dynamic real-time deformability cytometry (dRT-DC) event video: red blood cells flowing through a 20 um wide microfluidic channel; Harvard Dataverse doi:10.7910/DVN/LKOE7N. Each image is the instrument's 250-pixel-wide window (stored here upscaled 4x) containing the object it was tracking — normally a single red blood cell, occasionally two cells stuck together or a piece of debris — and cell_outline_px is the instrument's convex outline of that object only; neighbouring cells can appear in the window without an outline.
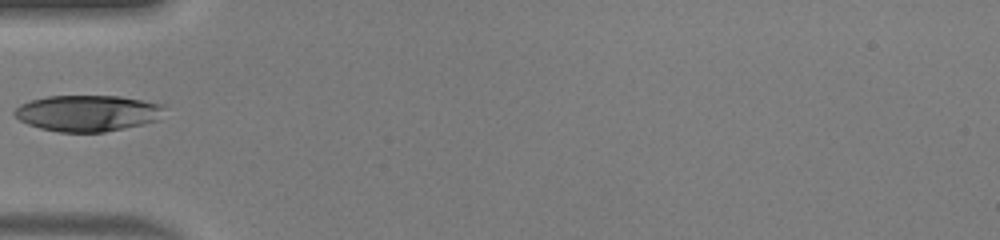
{"species": "human", "species_latin": "Homo sapiens", "temperature_condition": "warm", "stored_images_in_passage": 15, "camera_frame_rate_fps": 3000, "um_per_image_px": 0.085, "donor": {"sex": "male"}, "frame": {"image": 1, "passage_image": 1, "time_ms": 0.0, "image_size_px": [1000, 240], "cell_outline_px": [[164, 108], [156, 120], [140, 124], [104, 132], [60, 132], [40, 128], [28, 124], [20, 120], [12, 112], [20, 104], [32, 100], [48, 96], [120, 96], [164, 104]], "centroid_in_image_um": [7.41, 9.61], "position_along_channel_um": 77.6, "area_um2": 31.27}}
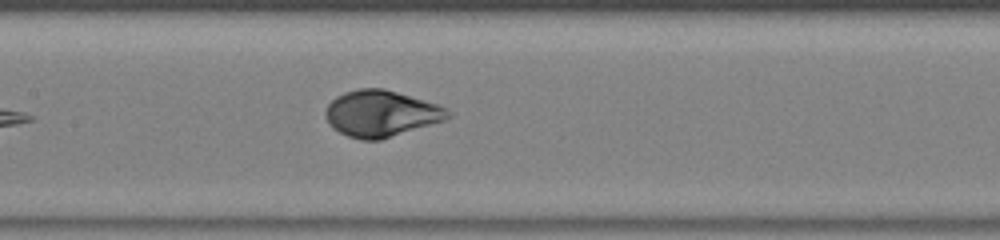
{"frame": {"image": 2, "passage_image": 8, "time_ms": 2.333, "image_size_px": [1000, 240], "cell_outline_px": [[452, 116], [444, 120], [380, 140], [360, 140], [348, 136], [332, 128], [324, 116], [324, 112], [328, 104], [336, 96], [344, 92], [360, 88], [384, 88], [436, 104], [448, 108], [452, 112]], "centroid_in_image_um": [32.37, 9.65], "position_along_channel_um": 175.0, "area_um2": 33.0}}
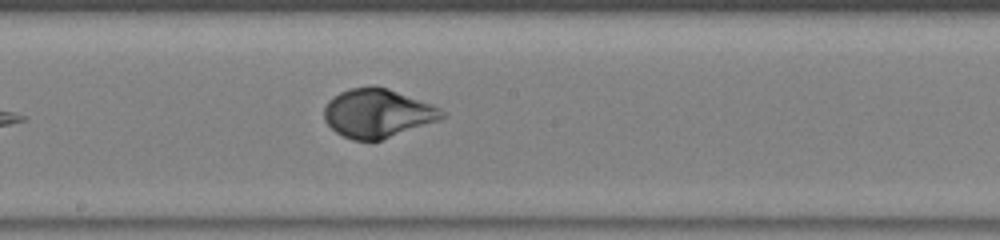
{"frame": {"image": 3, "passage_image": 11, "time_ms": 3.333, "image_size_px": [1000, 240], "cell_outline_px": [[448, 116], [440, 120], [380, 140], [352, 140], [336, 132], [324, 120], [324, 108], [328, 100], [332, 96], [340, 92], [352, 88], [388, 88], [432, 104], [440, 108]], "centroid_in_image_um": [32.1, 9.64], "position_along_channel_um": 216.1, "area_um2": 33.06}}